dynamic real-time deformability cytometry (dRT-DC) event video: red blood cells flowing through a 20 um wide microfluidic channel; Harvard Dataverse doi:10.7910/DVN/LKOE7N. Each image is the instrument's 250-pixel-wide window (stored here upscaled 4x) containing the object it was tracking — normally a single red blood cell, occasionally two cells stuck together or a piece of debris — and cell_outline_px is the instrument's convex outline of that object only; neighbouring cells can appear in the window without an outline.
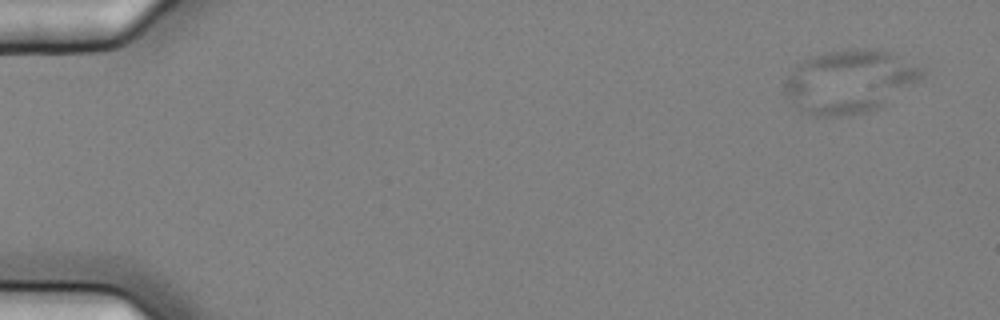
{"species": "common noctule bat (a hibernating species)", "species_latin": "Nyctalus noctula", "temperature_condition": "cold", "stored_images_in_passage": 8, "camera_frame_rate_fps": 3000, "um_per_image_px": 0.085, "animal": {"sex": "female", "body_mass_g": 25.1}, "frame": {"image": 1, "passage_image": 1, "time_ms": 0.0, "image_size_px": [1000, 320], "cell_outline_px": [[924, 76], [884, 104], [868, 112], [848, 116], [812, 116], [804, 112], [792, 104], [784, 96], [784, 80], [796, 60], [808, 56], [828, 52], [852, 48], [880, 48], [892, 52], [924, 68]], "centroid_in_image_um": [72.13, 6.89], "position_along_channel_um": 12.9, "area_um2": 51.38}}
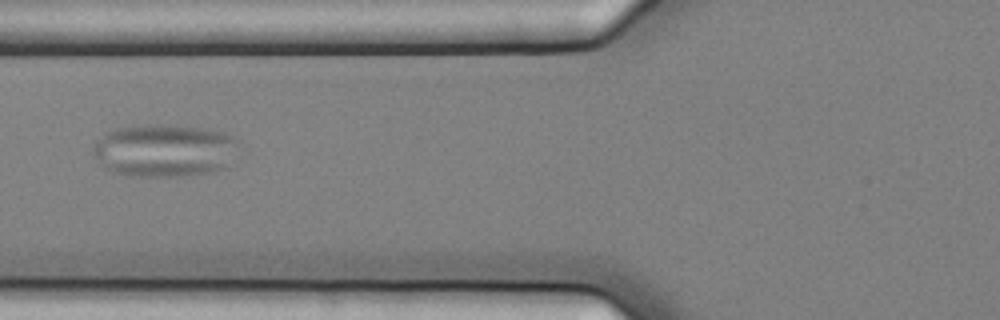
{"frame": {"image": 2, "passage_image": 6, "time_ms": 1.667, "image_size_px": [1000, 320], "cell_outline_px": [[240, 140], [224, 168], [216, 172], [184, 176], [132, 176], [112, 172], [100, 164], [92, 148], [96, 140], [104, 132], [116, 128], [148, 124], [208, 128], [224, 132]], "centroid_in_image_um": [13.95, 12.78], "position_along_channel_um": 111.8, "area_um2": 44.91}}
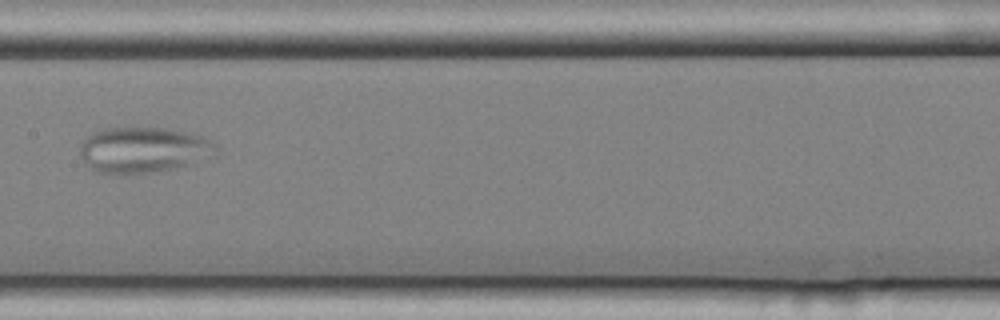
{"frame": {"image": 3, "passage_image": 8, "time_ms": 2.333, "image_size_px": [1000, 320], "cell_outline_px": [[216, 156], [188, 164], [172, 168], [124, 176], [120, 176], [96, 172], [88, 168], [84, 164], [80, 156], [80, 144], [88, 136], [104, 128], [164, 128], [196, 132], [212, 140], [216, 144]], "centroid_in_image_um": [12.19, 12.75], "position_along_channel_um": 195.2, "area_um2": 36.99}}